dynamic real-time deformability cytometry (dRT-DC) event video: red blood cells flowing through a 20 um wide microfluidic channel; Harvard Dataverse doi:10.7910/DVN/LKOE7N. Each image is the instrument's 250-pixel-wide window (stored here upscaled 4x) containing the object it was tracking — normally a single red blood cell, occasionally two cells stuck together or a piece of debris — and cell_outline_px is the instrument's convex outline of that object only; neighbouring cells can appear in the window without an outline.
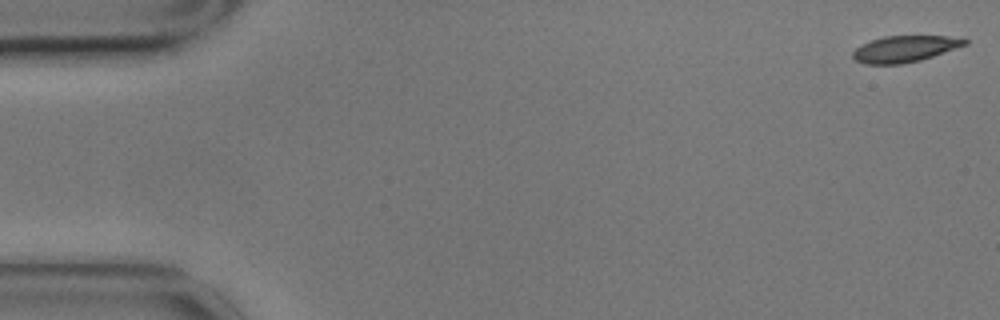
{"species": "common noctule bat (a hibernating species)", "species_latin": "Nyctalus noctula", "temperature_condition": "cold", "stored_images_in_passage": 12, "camera_frame_rate_fps": 3000, "um_per_image_px": 0.085, "animal": {"sex": "male", "body_mass_g": 17.9}, "frame": {"image": 1, "passage_image": 1, "time_ms": 0.0, "image_size_px": [1000, 320], "cell_outline_px": [[968, 44], [920, 60], [900, 64], [864, 64], [856, 60], [852, 56], [852, 52], [860, 44], [884, 36], [964, 36], [968, 40]], "centroid_in_image_um": [76.93, 4.14], "position_along_channel_um": 8.1, "area_um2": 17.28}}